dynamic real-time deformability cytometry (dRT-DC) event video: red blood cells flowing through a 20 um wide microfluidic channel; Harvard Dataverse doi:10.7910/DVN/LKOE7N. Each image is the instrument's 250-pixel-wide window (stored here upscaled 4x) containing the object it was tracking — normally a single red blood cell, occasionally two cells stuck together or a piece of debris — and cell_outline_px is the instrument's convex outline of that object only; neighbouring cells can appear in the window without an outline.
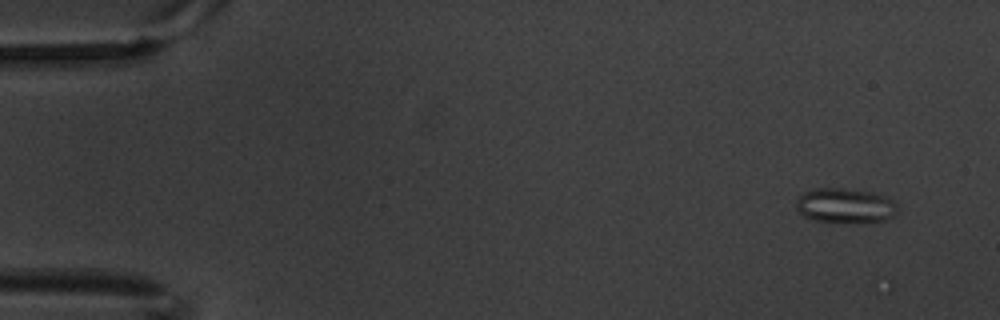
{"species": "common noctule bat (a hibernating species)", "species_latin": "Nyctalus noctula", "temperature_condition": "warm", "stored_images_in_passage": 6, "camera_frame_rate_fps": 3000, "um_per_image_px": 0.085, "animal": {"sex": "male", "body_mass_g": 20.1, "forearm_length_mm": 53.5}, "frame": {"image": 1, "passage_image": 1, "time_ms": 0.0, "image_size_px": [1000, 320], "cell_outline_px": [[900, 212], [888, 220], [816, 220], [804, 216], [796, 208], [796, 200], [804, 192], [812, 188], [840, 188], [872, 192], [884, 196], [892, 200], [900, 208]], "centroid_in_image_um": [71.87, 17.43], "position_along_channel_um": 13.1, "area_um2": 20.0}}
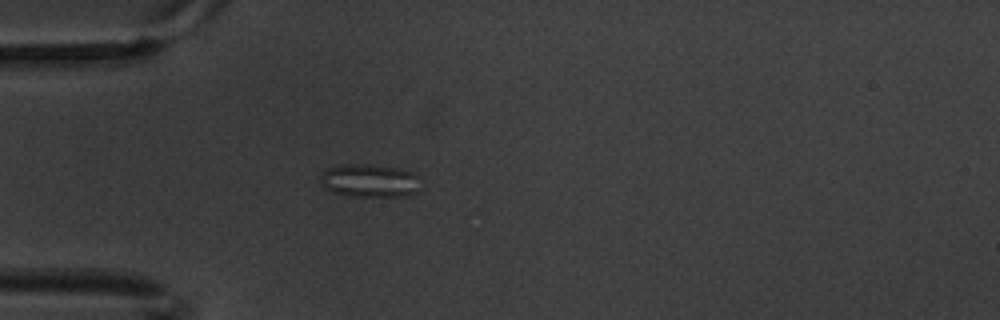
{"frame": {"image": 2, "passage_image": 5, "time_ms": 1.333, "image_size_px": [1000, 320], "cell_outline_px": [[416, 192], [408, 196], [348, 196], [332, 192], [324, 188], [320, 184], [320, 176], [328, 168], [340, 164], [372, 164], [400, 168], [412, 172], [416, 176]], "centroid_in_image_um": [31.34, 15.35], "position_along_channel_um": 53.7, "area_um2": 19.36}}